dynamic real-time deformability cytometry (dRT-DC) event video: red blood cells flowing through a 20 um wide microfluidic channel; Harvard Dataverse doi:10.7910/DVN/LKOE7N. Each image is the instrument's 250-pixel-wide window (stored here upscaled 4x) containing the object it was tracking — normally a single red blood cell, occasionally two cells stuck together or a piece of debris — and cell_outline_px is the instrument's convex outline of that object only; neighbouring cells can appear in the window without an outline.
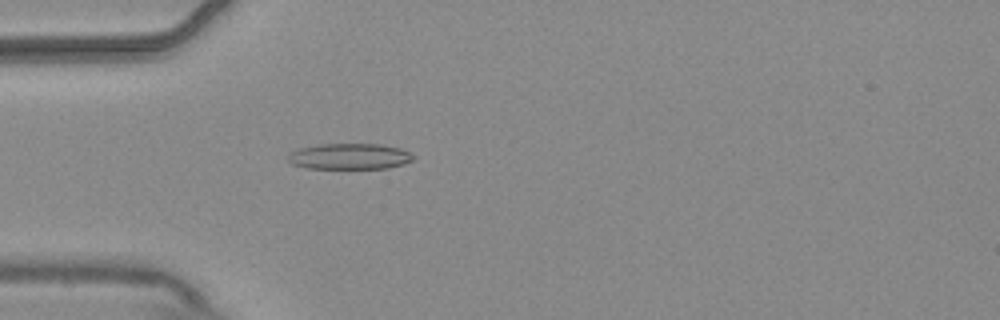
{"species": "common noctule bat (a hibernating species)", "species_latin": "Nyctalus noctula", "temperature_condition": "warm", "stored_images_in_passage": 40, "camera_frame_rate_fps": 3000, "um_per_image_px": 0.085, "animal": {"sex": "male", "body_mass_g": 20.4}, "frame": {"image": 1, "passage_image": 1, "time_ms": 0.0, "image_size_px": [1000, 320], "cell_outline_px": [[416, 156], [412, 160], [404, 164], [388, 168], [308, 168], [292, 164], [288, 160], [288, 156], [292, 152], [300, 148], [320, 144], [380, 144], [400, 148]], "centroid_in_image_um": [29.74, 13.29], "position_along_channel_um": 55.3, "area_um2": 18.79}}
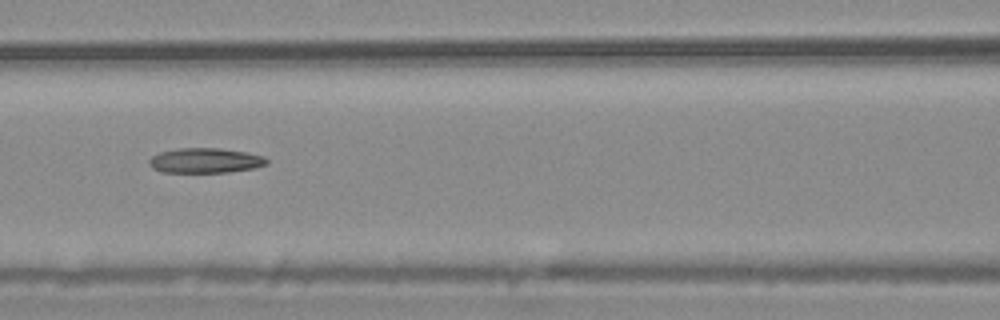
{"frame": {"image": 2, "passage_image": 9, "time_ms": 2.667, "image_size_px": [1000, 320], "cell_outline_px": [[268, 164], [256, 168], [228, 172], [160, 172], [152, 168], [148, 164], [148, 160], [152, 156], [160, 152], [176, 148], [220, 148], [248, 152], [264, 156], [268, 160]], "centroid_in_image_um": [17.45, 13.64], "position_along_channel_um": 149.1, "area_um2": 17.34}}
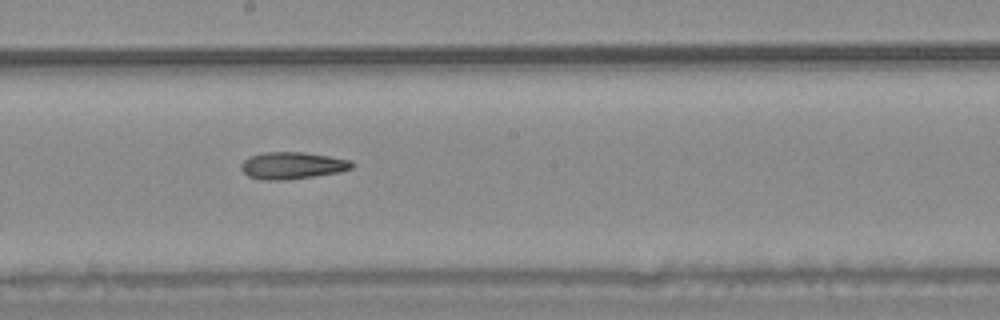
{"frame": {"image": 3, "passage_image": 15, "time_ms": 4.667, "image_size_px": [1000, 320], "cell_outline_px": [[356, 164], [352, 168], [340, 172], [284, 180], [260, 180], [248, 176], [240, 168], [240, 164], [244, 160], [252, 156], [264, 152], [304, 152], [328, 156], [348, 160]], "centroid_in_image_um": [24.83, 14.07], "position_along_channel_um": 223.4, "area_um2": 17.34}}